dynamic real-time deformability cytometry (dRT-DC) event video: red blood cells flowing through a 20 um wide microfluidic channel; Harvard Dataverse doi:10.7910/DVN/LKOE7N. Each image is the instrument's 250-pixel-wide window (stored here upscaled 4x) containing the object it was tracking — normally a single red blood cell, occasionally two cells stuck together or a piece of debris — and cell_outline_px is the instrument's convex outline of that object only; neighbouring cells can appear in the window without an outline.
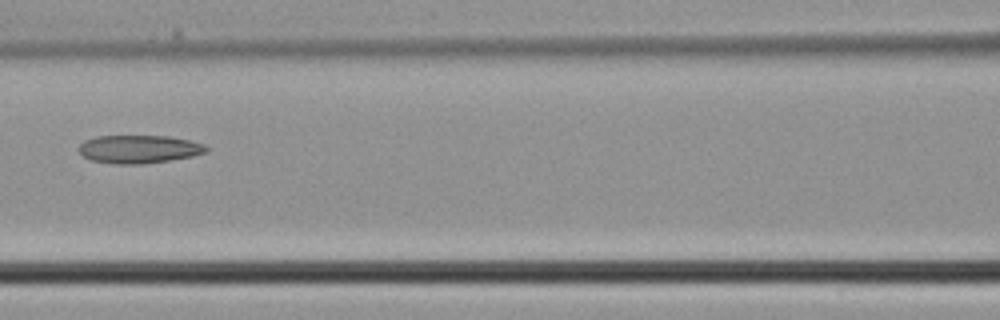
{"species": "common noctule bat (a hibernating species)", "species_latin": "Nyctalus noctula", "temperature_condition": "cold", "stored_images_in_passage": 5, "camera_frame_rate_fps": 3000, "um_per_image_px": 0.085, "animal": {"sex": "male", "body_mass_g": 21.5, "forearm_length_mm": 52.0}, "frame": {"image": 1, "passage_image": 5, "time_ms": 1.333, "image_size_px": [1000, 320], "cell_outline_px": [[208, 152], [192, 156], [168, 160], [140, 164], [116, 164], [92, 160], [84, 156], [80, 152], [80, 144], [84, 140], [96, 136], [168, 136], [188, 140], [204, 144], [208, 148]], "centroid_in_image_um": [11.82, 12.67], "position_along_channel_um": 154.8, "area_um2": 20.69}}